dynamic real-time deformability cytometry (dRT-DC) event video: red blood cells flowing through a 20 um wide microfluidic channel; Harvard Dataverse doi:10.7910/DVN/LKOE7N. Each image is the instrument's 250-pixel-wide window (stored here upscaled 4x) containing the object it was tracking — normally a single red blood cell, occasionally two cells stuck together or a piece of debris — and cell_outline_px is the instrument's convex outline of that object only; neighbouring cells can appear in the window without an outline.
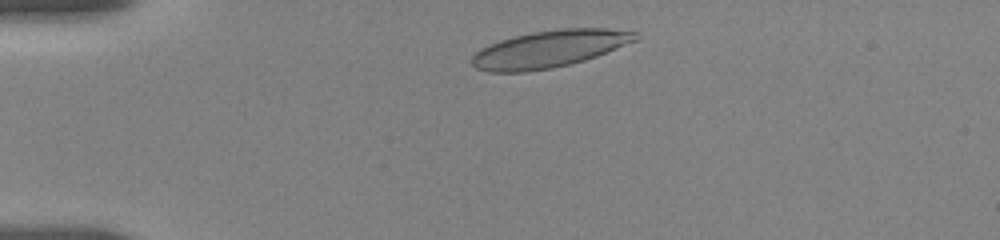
{"species": "human", "species_latin": "Homo sapiens", "temperature_condition": "room temperature", "stored_images_in_passage": 13, "camera_frame_rate_fps": 3000, "um_per_image_px": 0.085, "donor": {"sex": "female"}, "frame": {"image": 1, "passage_image": 7, "time_ms": 1.0, "image_size_px": [1000, 240], "cell_outline_px": [[640, 36], [636, 40], [596, 56], [584, 60], [552, 68], [524, 72], [488, 72], [476, 68], [472, 64], [472, 56], [480, 48], [500, 40], [532, 32], [564, 28], [604, 28], [640, 32]], "centroid_in_image_um": [46.69, 4.16], "position_along_channel_um": 38.3, "area_um2": 35.14}}